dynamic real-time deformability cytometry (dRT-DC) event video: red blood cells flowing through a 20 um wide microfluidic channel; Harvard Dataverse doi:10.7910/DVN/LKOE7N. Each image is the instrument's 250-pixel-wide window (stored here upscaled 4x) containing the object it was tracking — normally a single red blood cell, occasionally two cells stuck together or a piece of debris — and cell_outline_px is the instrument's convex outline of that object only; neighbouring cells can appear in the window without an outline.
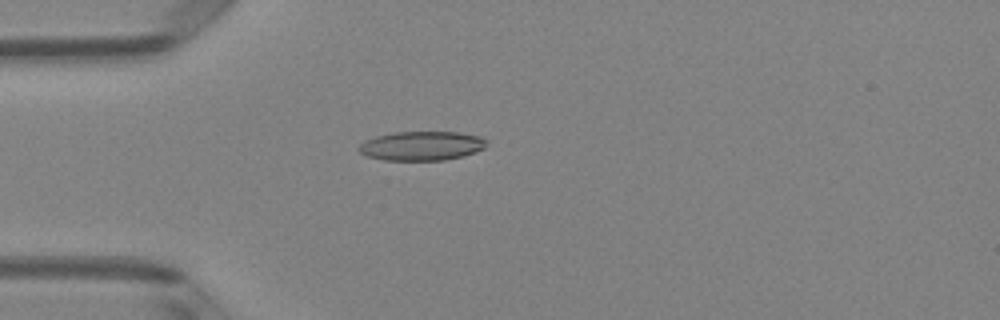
{"species": "Egyptian fruit bat (a non-hibernating species)", "species_latin": "Rousettus aegyptiacus", "temperature_condition": "room temperature", "stored_images_in_passage": 49, "camera_frame_rate_fps": 3000, "um_per_image_px": 0.085, "animal": {"sex": "female"}, "frame": {"image": 1, "passage_image": 13, "time_ms": 4.0, "image_size_px": [1000, 320], "cell_outline_px": [[488, 140], [484, 148], [476, 152], [464, 156], [444, 160], [384, 160], [364, 156], [356, 148], [364, 140], [376, 136], [392, 132], [460, 132], [480, 136]], "centroid_in_image_um": [35.83, 12.39], "position_along_channel_um": 49.2, "area_um2": 22.02}}
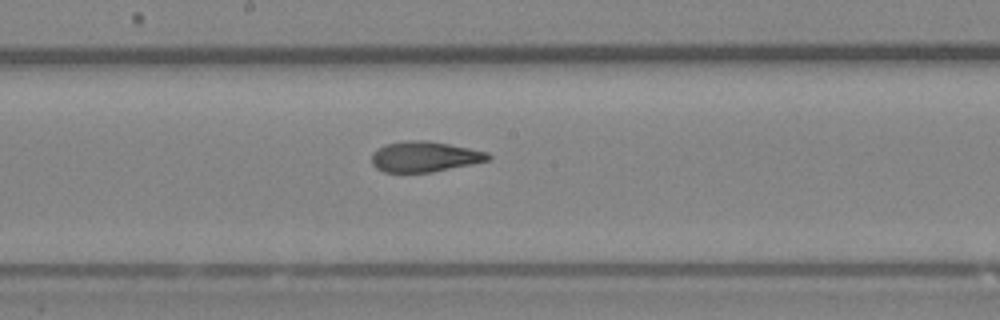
{"frame": {"image": 2, "passage_image": 26, "time_ms": 8.333, "image_size_px": [1000, 320], "cell_outline_px": [[492, 156], [488, 160], [472, 164], [432, 172], [384, 172], [376, 168], [372, 164], [372, 152], [384, 144], [408, 140], [424, 140], [448, 144], [488, 152]], "centroid_in_image_um": [36.06, 13.31], "position_along_channel_um": 212.1, "area_um2": 20.63}}
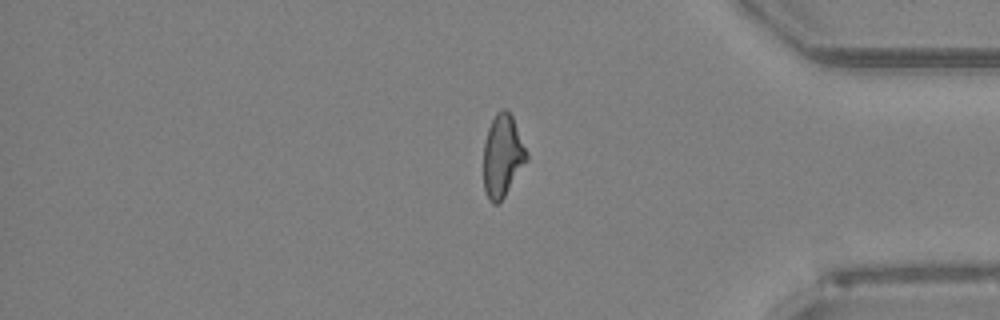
{"frame": {"image": 3, "passage_image": 41, "time_ms": 13.333, "image_size_px": [1000, 320], "cell_outline_px": [[528, 160], [504, 196], [496, 204], [492, 204], [488, 200], [484, 188], [484, 144], [488, 128], [496, 112], [504, 108], [512, 116], [528, 152]], "centroid_in_image_um": [42.72, 13.25], "position_along_channel_um": 392.5, "area_um2": 20.58}, "authors_computed_cell_mechanics": {"area_um2": 21.0392, "velocity_mm_per_s": 4.0652, "shape_relaxation_time_tau1_ms": 8.9664, "shape_relaxation_time_tau2_ms": 1.7372, "deformation_change_tau1": 0.2355, "deformation_change_tau2": 0.0909}}